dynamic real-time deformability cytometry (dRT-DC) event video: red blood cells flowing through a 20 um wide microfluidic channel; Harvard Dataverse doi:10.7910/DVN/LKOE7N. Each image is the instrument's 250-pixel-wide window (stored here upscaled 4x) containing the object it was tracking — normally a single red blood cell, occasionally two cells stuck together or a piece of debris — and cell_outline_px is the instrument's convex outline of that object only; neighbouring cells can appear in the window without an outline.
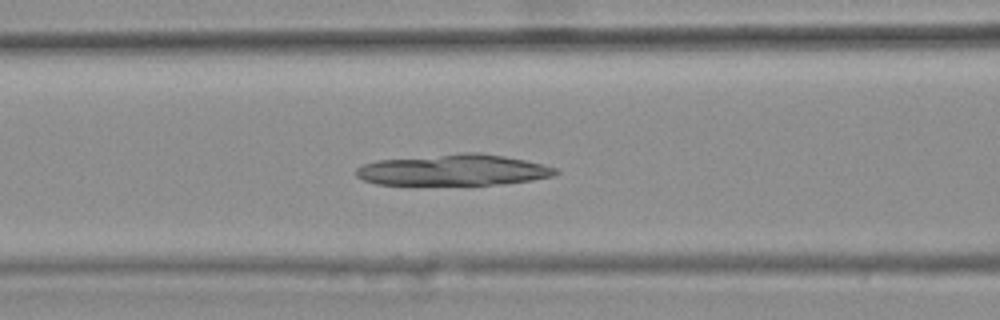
{"species": "common noctule bat (a hibernating species)", "species_latin": "Nyctalus noctula", "temperature_condition": "warm", "stored_images_in_passage": 45, "camera_frame_rate_fps": 3000, "um_per_image_px": 0.085, "animal": {"sex": "female", "body_mass_g": 25.1}, "frame": {"image": 1, "passage_image": 21, "time_ms": 6.667, "image_size_px": [1000, 320], "cell_outline_px": [[560, 172], [552, 176], [532, 180], [504, 184], [376, 184], [364, 180], [356, 176], [356, 168], [364, 164], [376, 160], [460, 152], [480, 152], [504, 156], [524, 160], [556, 168]], "centroid_in_image_um": [38.54, 14.43], "position_along_channel_um": 128.1, "area_um2": 36.18}}
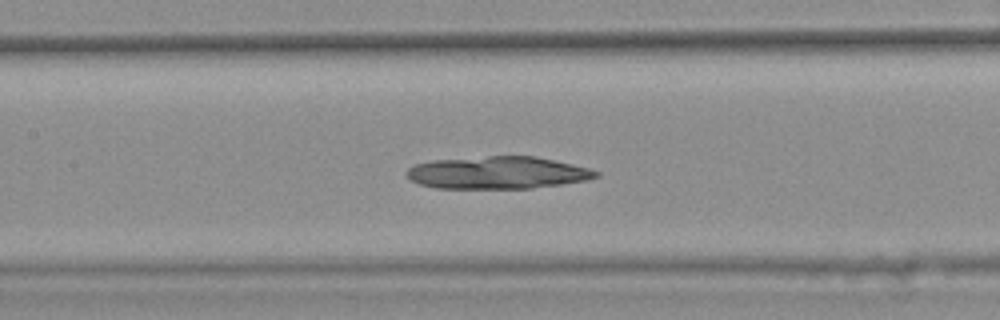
{"frame": {"image": 2, "passage_image": 24, "time_ms": 7.667, "image_size_px": [1000, 320], "cell_outline_px": [[600, 176], [588, 180], [532, 188], [436, 188], [420, 184], [412, 180], [404, 172], [408, 168], [416, 164], [432, 160], [488, 156], [536, 156], [588, 168], [600, 172]], "centroid_in_image_um": [42.3, 14.67], "position_along_channel_um": 165.1, "area_um2": 35.6}}
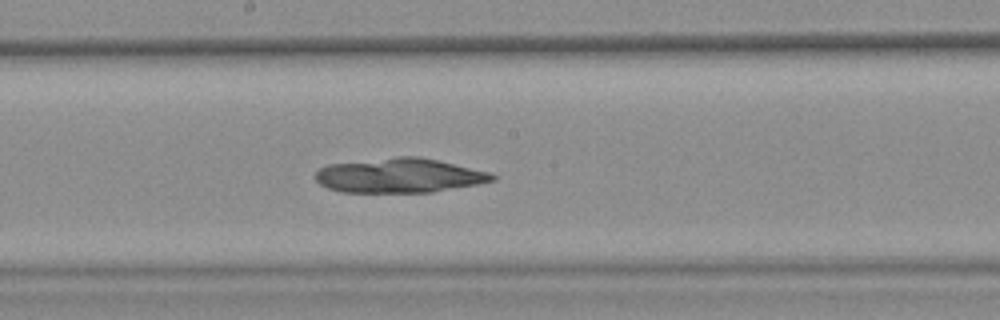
{"frame": {"image": 3, "passage_image": 28, "time_ms": 9.0, "image_size_px": [1000, 320], "cell_outline_px": [[496, 180], [480, 184], [432, 192], [340, 192], [328, 188], [320, 184], [316, 180], [316, 172], [320, 168], [328, 164], [396, 156], [420, 156], [488, 172], [496, 176]], "centroid_in_image_um": [33.94, 14.92], "position_along_channel_um": 214.3, "area_um2": 35.55}}